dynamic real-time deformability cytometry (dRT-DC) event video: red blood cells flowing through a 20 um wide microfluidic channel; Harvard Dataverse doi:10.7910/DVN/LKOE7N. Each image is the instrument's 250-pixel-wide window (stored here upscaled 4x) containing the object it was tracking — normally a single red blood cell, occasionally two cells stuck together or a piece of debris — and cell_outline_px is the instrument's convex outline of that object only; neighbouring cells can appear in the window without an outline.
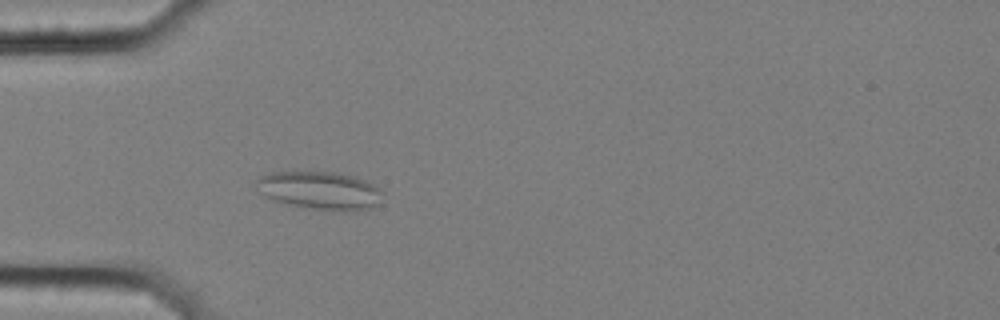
{"species": "common noctule bat (a hibernating species)", "species_latin": "Nyctalus noctula", "temperature_condition": "cold", "stored_images_in_passage": 1, "camera_frame_rate_fps": 3000, "um_per_image_px": 0.085, "animal": {"sex": "female", "body_mass_g": 25.1}, "frame": {"image": 1, "passage_image": 1, "time_ms": 0.0, "image_size_px": [1000, 320], "cell_outline_px": [[384, 192], [380, 204], [372, 208], [348, 212], [328, 212], [288, 204], [272, 200], [256, 192], [256, 180], [260, 176], [272, 172], [336, 172], [352, 176], [364, 180], [380, 188]], "centroid_in_image_um": [27.21, 16.22], "position_along_channel_um": 57.8, "area_um2": 28.73}}